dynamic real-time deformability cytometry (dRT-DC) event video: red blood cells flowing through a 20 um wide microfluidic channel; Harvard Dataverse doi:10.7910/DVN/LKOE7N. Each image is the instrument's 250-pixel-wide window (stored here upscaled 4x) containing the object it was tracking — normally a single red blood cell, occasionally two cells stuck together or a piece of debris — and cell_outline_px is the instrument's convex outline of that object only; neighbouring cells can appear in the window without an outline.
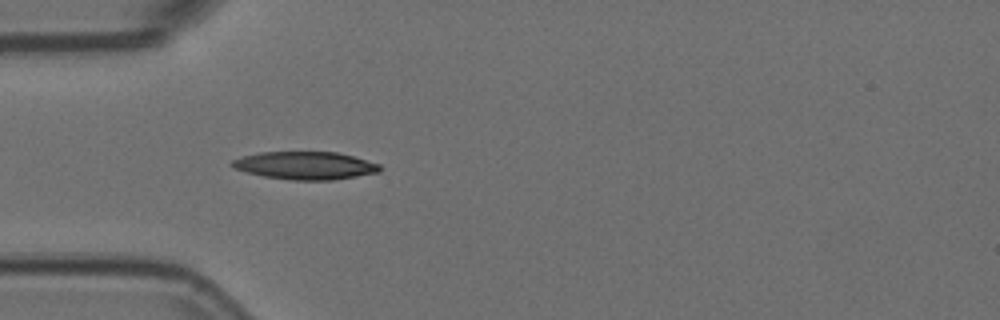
{"species": "Egyptian fruit bat (a non-hibernating species)", "species_latin": "Rousettus aegyptiacus", "temperature_condition": "room temperature", "stored_images_in_passage": 39, "camera_frame_rate_fps": 3000, "um_per_image_px": 0.085, "animal": {"sex": "female"}, "frame": {"image": 1, "passage_image": 1, "time_ms": 0.0, "image_size_px": [1000, 320], "cell_outline_px": [[380, 172], [332, 180], [292, 180], [264, 176], [232, 168], [228, 164], [232, 160], [244, 156], [260, 152], [336, 152], [352, 156], [380, 164]], "centroid_in_image_um": [25.92, 14.07], "position_along_channel_um": 59.1, "area_um2": 23.81}}
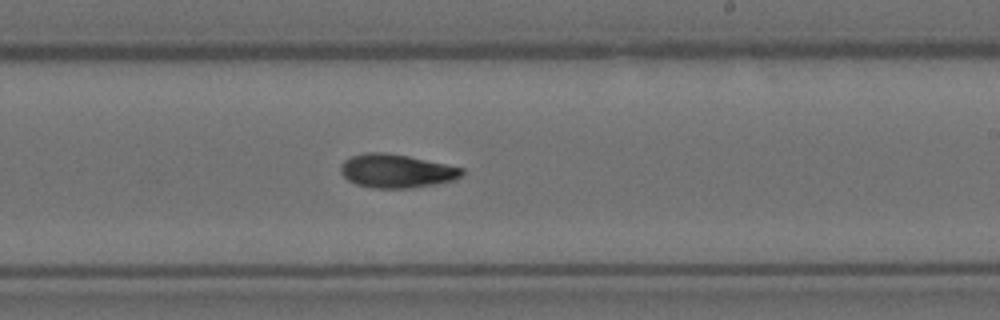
{"frame": {"image": 2, "passage_image": 17, "time_ms": 5.333, "image_size_px": [1000, 320], "cell_outline_px": [[464, 172], [456, 180], [436, 184], [408, 188], [372, 188], [356, 184], [348, 180], [340, 172], [340, 164], [344, 160], [352, 156], [368, 152], [384, 152], [408, 156], [464, 168]], "centroid_in_image_um": [33.69, 14.53], "position_along_channel_um": 255.3, "area_um2": 23.76}}
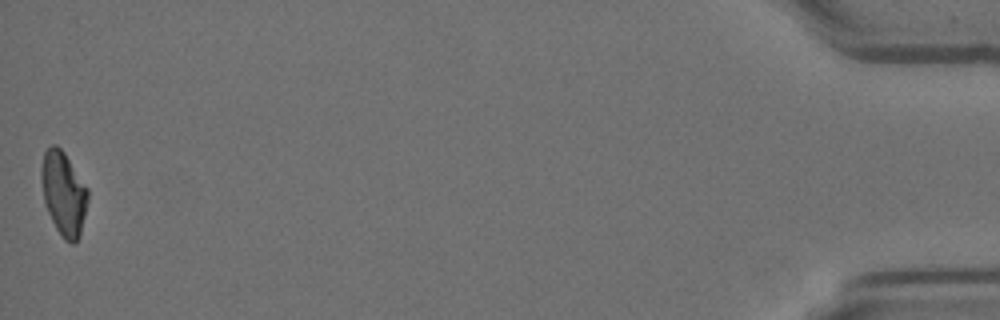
{"frame": {"image": 3, "passage_image": 39, "time_ms": 12.667, "image_size_px": [1000, 320], "cell_outline_px": [[88, 200], [80, 236], [72, 244], [64, 240], [56, 228], [44, 204], [40, 176], [40, 172], [44, 152], [52, 144], [56, 144], [64, 152], [88, 188]], "centroid_in_image_um": [5.4, 16.43], "position_along_channel_um": 429.8, "area_um2": 22.77}, "authors_computed_cell_mechanics": {"area_um2": 23.4668, "velocity_mm_per_s": 3.7205, "shape_relaxation_time_tau1_ms": 4.872, "shape_relaxation_time_tau2_ms": 5.095, "deformation_change_tau1": 0.168, "deformation_change_tau2": 0.0981}}